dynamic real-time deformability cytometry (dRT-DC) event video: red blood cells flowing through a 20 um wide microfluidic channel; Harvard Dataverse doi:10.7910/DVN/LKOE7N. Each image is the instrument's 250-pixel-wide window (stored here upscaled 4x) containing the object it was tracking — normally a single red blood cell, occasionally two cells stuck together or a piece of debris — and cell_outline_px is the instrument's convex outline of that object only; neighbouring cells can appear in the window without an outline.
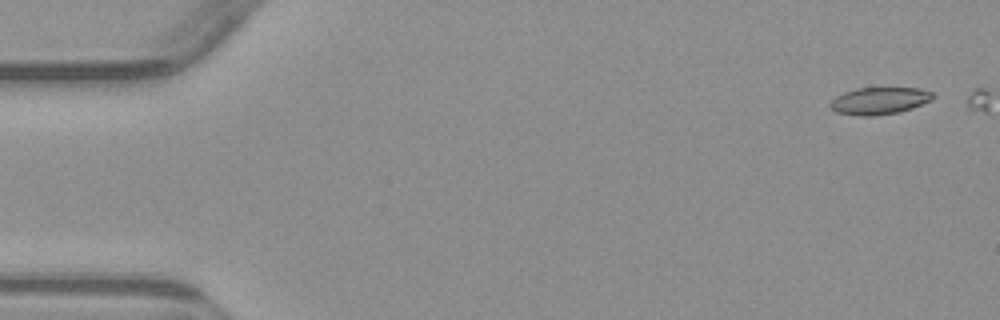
{"species": "common noctule bat (a hibernating species)", "species_latin": "Nyctalus noctula", "temperature_condition": "warm", "stored_images_in_passage": 7, "camera_frame_rate_fps": 3000, "um_per_image_px": 0.085, "animal": {"sex": "male", "body_mass_g": 23.1, "forearm_length_mm": 52.7}, "frame": {"image": 1, "passage_image": 1, "time_ms": 0.0, "image_size_px": [1000, 320], "cell_outline_px": [[936, 96], [932, 100], [912, 108], [900, 112], [876, 116], [860, 116], [836, 112], [828, 104], [836, 96], [844, 92], [856, 88], [920, 88], [932, 92]], "centroid_in_image_um": [74.76, 8.57], "position_along_channel_um": 10.2, "area_um2": 16.36}}
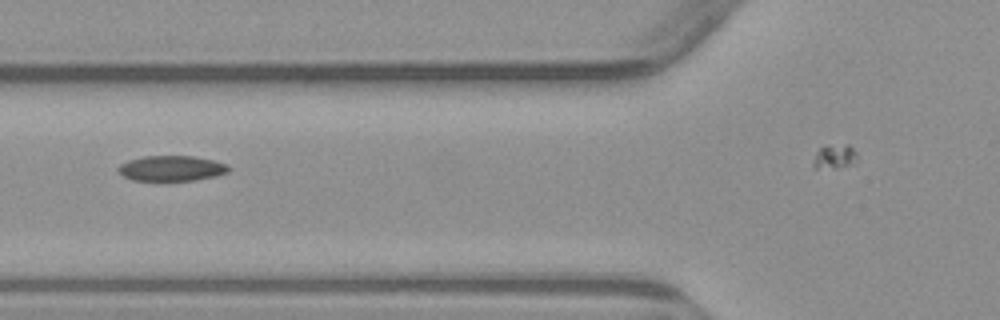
{"frame": {"image": 2, "passage_image": 6, "time_ms": 6.0, "image_size_px": [1000, 320], "cell_outline_px": [[232, 168], [228, 172], [216, 176], [196, 180], [132, 180], [124, 176], [116, 168], [120, 164], [128, 160], [144, 156], [192, 156], [212, 160], [228, 164]], "centroid_in_image_um": [14.6, 14.3], "position_along_channel_um": 111.2, "area_um2": 16.3}}